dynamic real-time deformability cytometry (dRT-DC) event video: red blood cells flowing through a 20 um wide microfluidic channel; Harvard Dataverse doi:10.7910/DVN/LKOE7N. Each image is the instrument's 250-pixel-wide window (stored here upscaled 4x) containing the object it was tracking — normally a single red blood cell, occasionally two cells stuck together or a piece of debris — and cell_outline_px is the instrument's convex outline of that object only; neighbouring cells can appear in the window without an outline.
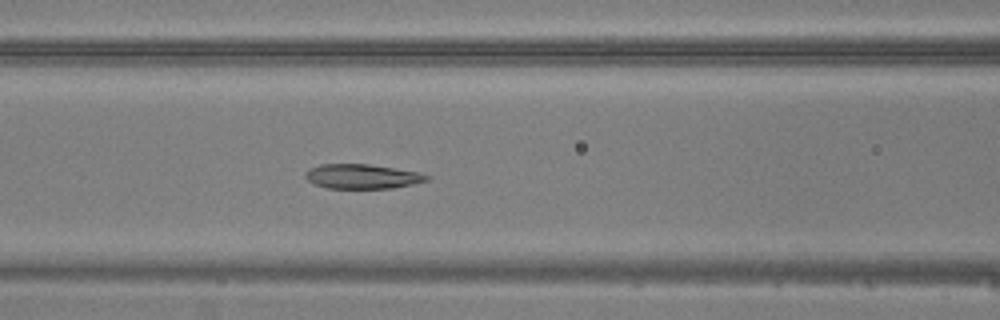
{"species": "common noctule bat (a hibernating species)", "species_latin": "Nyctalus noctula", "temperature_condition": "warm", "stored_images_in_passage": 33, "camera_frame_rate_fps": 3000, "um_per_image_px": 0.085, "animal": {"sex": "male", "body_mass_g": 20.5, "forearm_length_mm": 52.5}, "frame": {"image": 1, "passage_image": 6, "time_ms": 1.667, "image_size_px": [1000, 320], "cell_outline_px": [[432, 176], [428, 180], [412, 184], [392, 188], [328, 188], [316, 184], [308, 180], [304, 176], [304, 172], [308, 168], [320, 164], [368, 164], [420, 172]], "centroid_in_image_um": [30.78, 14.99], "position_along_channel_um": 135.8, "area_um2": 17.4}}
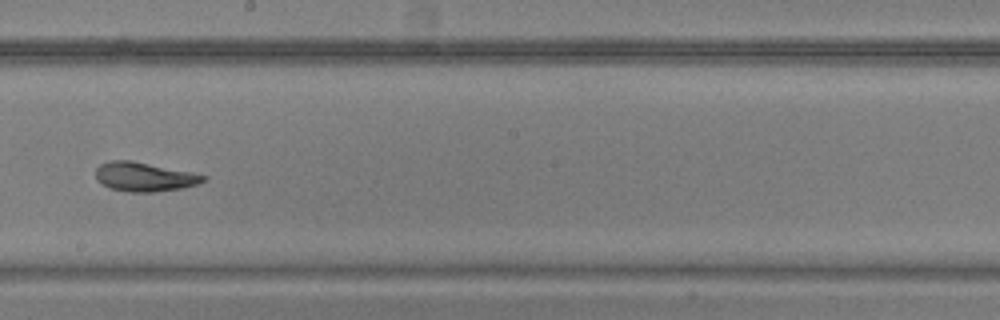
{"frame": {"image": 2, "passage_image": 13, "time_ms": 4.0, "image_size_px": [1000, 320], "cell_outline_px": [[208, 180], [196, 184], [180, 188], [156, 192], [128, 192], [108, 188], [100, 184], [96, 180], [96, 168], [100, 164], [112, 160], [132, 160], [192, 172], [208, 176]], "centroid_in_image_um": [12.25, 15.03], "position_along_channel_um": 235.9, "area_um2": 18.5}}
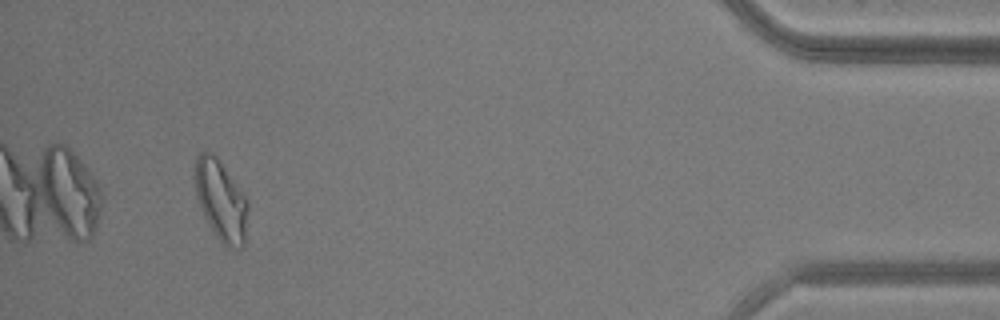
{"frame": {"image": 3, "passage_image": 30, "time_ms": 9.667, "image_size_px": [1000, 320], "cell_outline_px": [[248, 208], [244, 248], [228, 248], [216, 236], [200, 204], [196, 192], [196, 156], [200, 152], [212, 152], [220, 160], [248, 200]], "centroid_in_image_um": [18.83, 17.04], "position_along_channel_um": 416.4, "area_um2": 24.33}}